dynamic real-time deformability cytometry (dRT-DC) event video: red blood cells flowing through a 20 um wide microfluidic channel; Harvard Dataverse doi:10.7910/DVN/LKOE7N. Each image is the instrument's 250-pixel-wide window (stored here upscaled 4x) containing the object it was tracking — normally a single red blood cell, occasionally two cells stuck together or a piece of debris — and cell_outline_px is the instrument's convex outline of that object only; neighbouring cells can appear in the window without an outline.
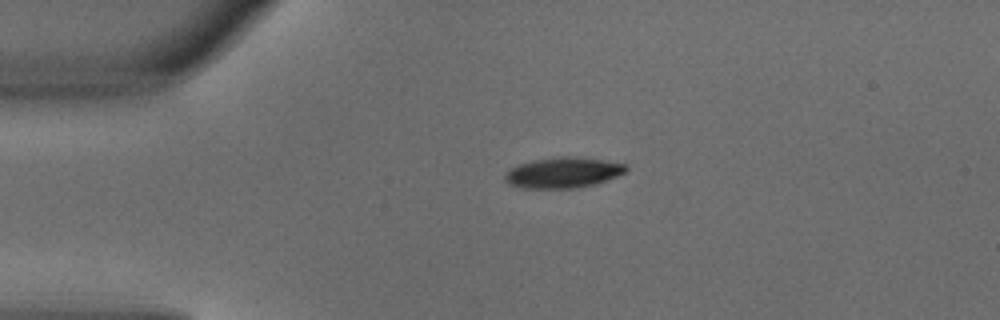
{"species": "common noctule bat (a hibernating species)", "species_latin": "Nyctalus noctula", "temperature_condition": "warm", "stored_images_in_passage": 2, "camera_frame_rate_fps": 3000, "um_per_image_px": 0.085, "animal": {"sex": "male", "body_mass_g": 18.8}, "frame": {"image": 1, "passage_image": 1, "time_ms": 0.0, "image_size_px": [1000, 320], "cell_outline_px": [[628, 172], [596, 184], [580, 188], [520, 188], [508, 184], [504, 180], [504, 176], [512, 168], [520, 164], [532, 160], [560, 156], [576, 156], [604, 160], [628, 164]], "centroid_in_image_um": [47.91, 14.67], "position_along_channel_um": 37.1, "area_um2": 21.91}}